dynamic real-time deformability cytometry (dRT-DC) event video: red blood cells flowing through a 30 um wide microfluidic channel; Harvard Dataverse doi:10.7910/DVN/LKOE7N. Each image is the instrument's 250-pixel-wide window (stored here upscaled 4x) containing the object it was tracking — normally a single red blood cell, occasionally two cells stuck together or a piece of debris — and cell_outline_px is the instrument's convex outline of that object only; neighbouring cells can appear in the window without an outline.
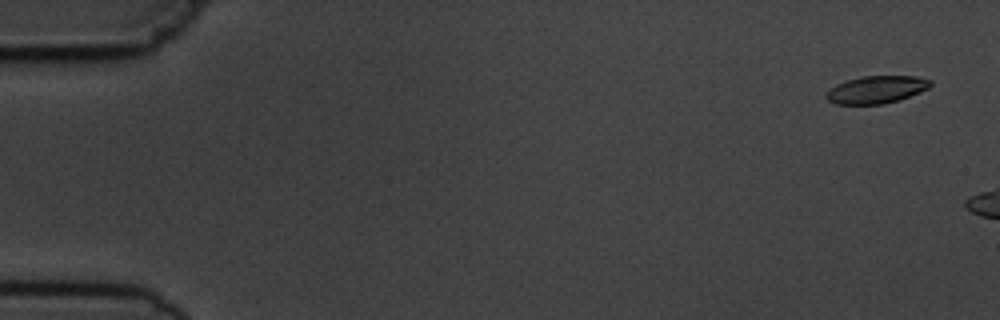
{"species": "common noctule bat (a hibernating species)", "species_latin": "Nyctalus noctula", "temperature_condition": "cold", "stored_images_in_passage": 4, "camera_frame_rate_fps": 3000, "um_per_image_px": 0.085, "animal": {"sex": "male", "body_mass_g": 19.5, "forearm_length_mm": 54.6}, "frame": {"image": 1, "passage_image": 1, "time_ms": 0.0, "image_size_px": [1000, 320], "cell_outline_px": [[932, 84], [928, 88], [900, 100], [884, 104], [836, 104], [828, 100], [824, 96], [836, 84], [848, 80], [864, 76], [916, 76], [932, 80]], "centroid_in_image_um": [74.52, 7.62], "position_along_channel_um": 10.5, "area_um2": 16.59}}